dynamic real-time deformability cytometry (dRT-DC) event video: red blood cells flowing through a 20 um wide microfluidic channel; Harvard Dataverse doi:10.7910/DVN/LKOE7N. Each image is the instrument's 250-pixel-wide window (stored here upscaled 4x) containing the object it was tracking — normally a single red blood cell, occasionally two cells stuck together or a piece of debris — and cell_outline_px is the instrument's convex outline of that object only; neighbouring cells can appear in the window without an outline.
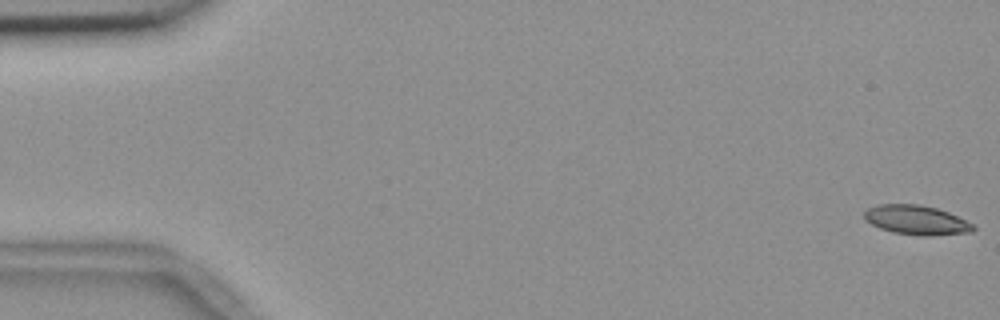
{"species": "common noctule bat (a hibernating species)", "species_latin": "Nyctalus noctula", "temperature_condition": "room temperature", "stored_images_in_passage": 6, "camera_frame_rate_fps": 3000, "um_per_image_px": 0.085, "animal": {"sex": "female", "body_mass_g": 18.4}, "frame": {"image": 1, "passage_image": 1, "time_ms": 0.0, "image_size_px": [1000, 320], "cell_outline_px": [[976, 228], [972, 232], [928, 236], [924, 236], [892, 232], [880, 228], [864, 220], [864, 212], [868, 208], [880, 204], [920, 204], [936, 208], [948, 212], [972, 224]], "centroid_in_image_um": [77.87, 18.7], "position_along_channel_um": 7.1, "area_um2": 18.55}}